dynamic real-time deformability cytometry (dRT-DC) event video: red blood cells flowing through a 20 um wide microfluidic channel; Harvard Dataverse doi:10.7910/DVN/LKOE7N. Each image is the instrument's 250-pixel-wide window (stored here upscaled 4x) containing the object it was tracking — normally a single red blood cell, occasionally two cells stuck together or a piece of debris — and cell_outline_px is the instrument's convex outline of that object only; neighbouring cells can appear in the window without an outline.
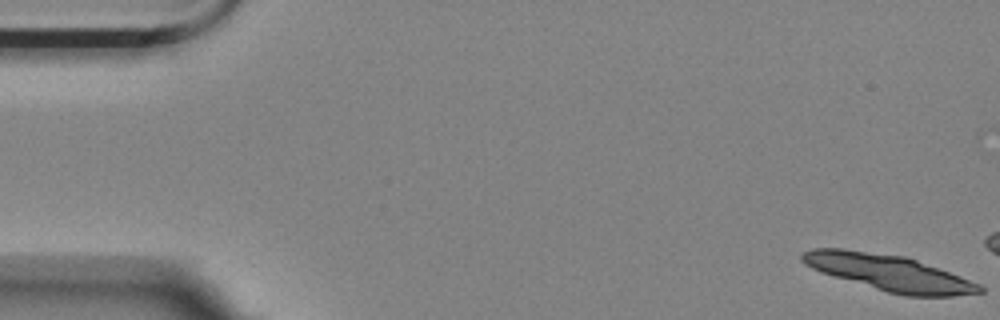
{"species": "Egyptian fruit bat (a non-hibernating species)", "species_latin": "Rousettus aegyptiacus", "temperature_condition": "room temperature", "stored_images_in_passage": 9, "camera_frame_rate_fps": 3000, "um_per_image_px": 0.085, "animal": {"sex": "female"}, "frame": {"image": 1, "passage_image": 1, "time_ms": 0.0, "image_size_px": [1000, 320], "cell_outline_px": [[984, 292], [952, 296], [904, 296], [888, 292], [820, 272], [804, 264], [800, 260], [800, 256], [804, 252], [812, 248], [844, 248], [904, 256], [916, 260], [960, 276], [980, 284], [984, 288]], "centroid_in_image_um": [75.54, 23.17], "position_along_channel_um": 9.5, "area_um2": 37.05}}